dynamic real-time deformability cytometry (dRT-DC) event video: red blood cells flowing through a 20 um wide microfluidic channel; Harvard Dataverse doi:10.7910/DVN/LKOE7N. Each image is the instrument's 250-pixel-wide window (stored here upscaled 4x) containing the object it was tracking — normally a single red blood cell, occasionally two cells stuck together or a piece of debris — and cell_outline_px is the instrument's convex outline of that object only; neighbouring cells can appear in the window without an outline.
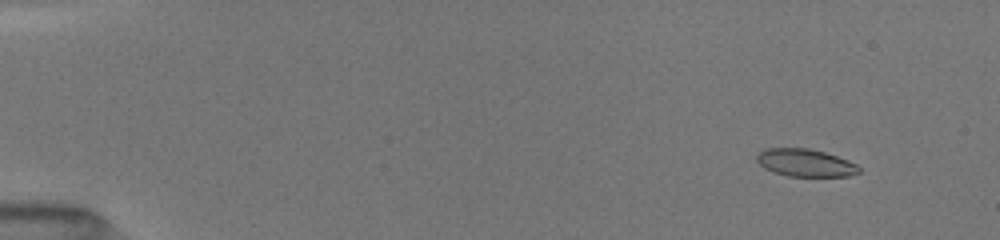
{"species": "common noctule bat (a hibernating species)", "species_latin": "Nyctalus noctula", "temperature_condition": "room temperature", "stored_images_in_passage": 52, "camera_frame_rate_fps": 3000, "um_per_image_px": 0.085, "animal": {"sex": "female", "body_mass_g": 19.5, "forearm_length_mm": 54.1}, "frame": {"image": 1, "passage_image": 5, "time_ms": 1.333, "image_size_px": [1000, 240], "cell_outline_px": [[860, 172], [848, 176], [788, 176], [772, 172], [764, 168], [756, 160], [756, 156], [764, 148], [808, 148], [824, 152], [848, 160], [856, 164], [860, 168]], "centroid_in_image_um": [68.43, 13.84], "position_along_channel_um": 16.6, "area_um2": 16.42}}
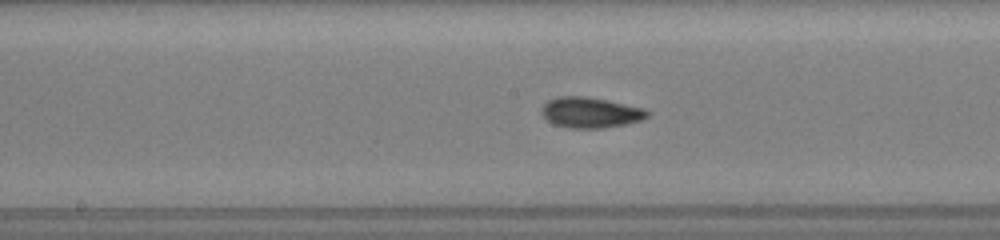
{"frame": {"image": 2, "passage_image": 28, "time_ms": 9.0, "image_size_px": [1000, 240], "cell_outline_px": [[652, 112], [648, 116], [640, 120], [624, 124], [604, 128], [568, 128], [552, 124], [540, 112], [540, 108], [548, 100], [556, 96], [584, 96], [644, 108]], "centroid_in_image_um": [50.15, 9.57], "position_along_channel_um": 198.1, "area_um2": 18.84}}
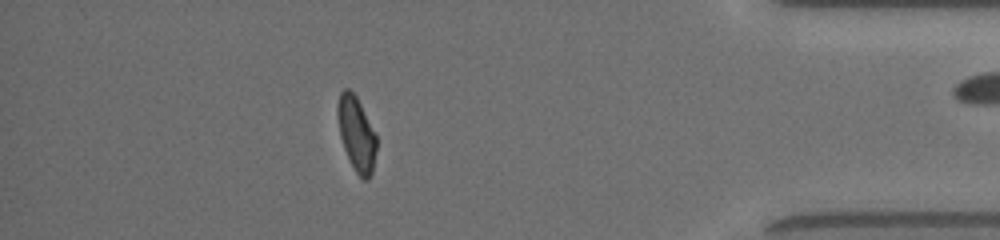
{"frame": {"image": 3, "passage_image": 46, "time_ms": 15.0, "image_size_px": [1000, 240], "cell_outline_px": [[376, 148], [372, 172], [368, 180], [364, 180], [356, 172], [344, 148], [340, 136], [336, 112], [336, 108], [340, 92], [344, 88], [348, 88], [356, 96], [376, 136]], "centroid_in_image_um": [30.27, 11.35], "position_along_channel_um": 404.9, "area_um2": 16.53}, "authors_computed_cell_mechanics": {"area_um2": 17.6579, "velocity_mm_per_s": 4.0641, "shape_relaxation_time_tau1_ms": 2.7246, "shape_relaxation_time_tau2_ms": 1.9377, "deformation_change_tau1": 0.1167, "deformation_change_tau2": 0.0596}}